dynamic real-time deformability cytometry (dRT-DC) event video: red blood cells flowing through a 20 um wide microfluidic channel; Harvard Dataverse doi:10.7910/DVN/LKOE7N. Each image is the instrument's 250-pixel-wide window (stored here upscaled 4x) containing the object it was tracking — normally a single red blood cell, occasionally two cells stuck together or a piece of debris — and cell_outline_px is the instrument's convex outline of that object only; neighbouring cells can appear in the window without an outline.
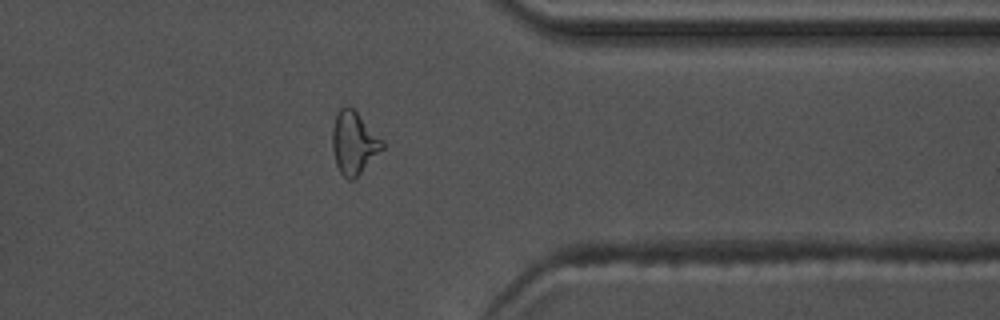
{"species": "common noctule bat (a hibernating species)", "species_latin": "Nyctalus noctula", "temperature_condition": "warm", "stored_images_in_passage": 38, "camera_frame_rate_fps": 3000, "um_per_image_px": 0.085, "animal": {"sex": "male", "body_mass_g": 17.5, "forearm_length_mm": 52.3}, "frame": {"image": 1, "passage_image": 27, "time_ms": 8.667, "image_size_px": [1000, 320], "cell_outline_px": [[384, 148], [352, 180], [348, 180], [340, 172], [336, 164], [332, 148], [332, 128], [336, 116], [340, 108], [348, 104], [384, 140]], "centroid_in_image_um": [30.07, 12.12], "position_along_channel_um": 381.3, "area_um2": 18.03}, "authors_computed_cell_mechanics": {"area_um2": 17.0221, "velocity_mm_per_s": 3.7486, "shape_relaxation_time_tau1_ms": 7.8528, "shape_relaxation_time_tau2_ms": 2.2227, "deformation_change_tau1": 0.2192, "deformation_change_tau2": 0.096}}